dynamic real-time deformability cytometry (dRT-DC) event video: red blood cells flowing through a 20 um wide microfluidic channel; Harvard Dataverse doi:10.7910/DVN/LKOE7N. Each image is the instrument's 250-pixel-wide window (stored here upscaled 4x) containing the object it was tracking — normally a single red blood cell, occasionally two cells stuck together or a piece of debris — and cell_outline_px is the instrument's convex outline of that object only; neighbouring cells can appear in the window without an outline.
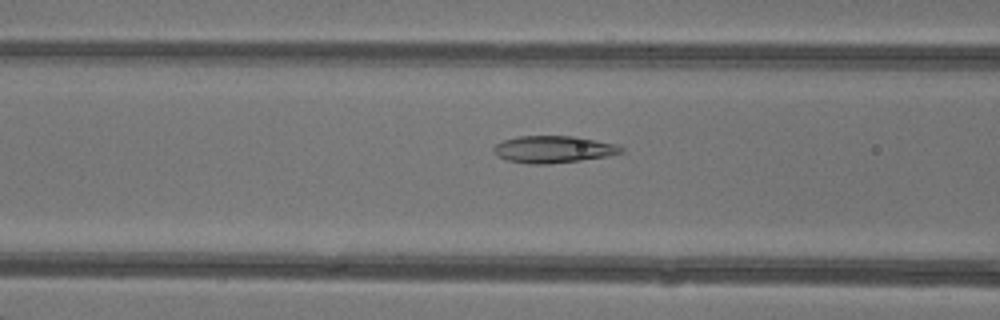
{"species": "common noctule bat (a hibernating species)", "species_latin": "Nyctalus noctula", "temperature_condition": "warm", "stored_images_in_passage": 48, "camera_frame_rate_fps": 3000, "um_per_image_px": 0.085, "animal": {"sex": "female"}, "frame": {"image": 1, "passage_image": 20, "time_ms": 6.333, "image_size_px": [1000, 320], "cell_outline_px": [[624, 152], [604, 156], [580, 160], [548, 164], [528, 164], [508, 160], [496, 156], [492, 152], [492, 148], [496, 144], [504, 140], [516, 136], [576, 136], [616, 144], [624, 148]], "centroid_in_image_um": [46.99, 12.69], "position_along_channel_um": 119.6, "area_um2": 20.11}}
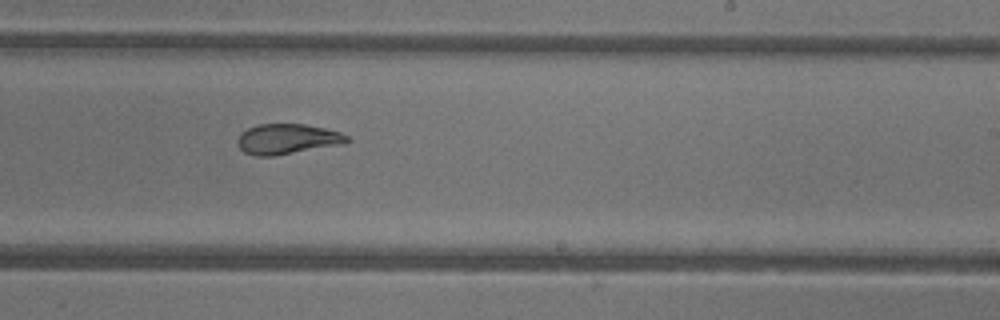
{"frame": {"image": 2, "passage_image": 30, "time_ms": 9.667, "image_size_px": [1000, 320], "cell_outline_px": [[352, 140], [344, 144], [272, 156], [256, 156], [244, 152], [240, 148], [236, 140], [248, 128], [256, 124], [304, 124], [324, 128], [340, 132], [348, 136]], "centroid_in_image_um": [24.45, 11.82], "position_along_channel_um": 264.6, "area_um2": 19.25}}
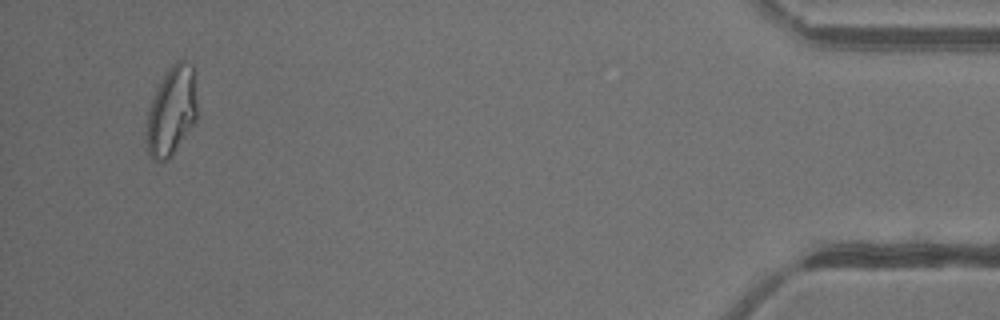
{"frame": {"image": 3, "passage_image": 46, "time_ms": 15.0, "image_size_px": [1000, 320], "cell_outline_px": [[196, 120], [172, 156], [168, 160], [152, 160], [148, 152], [148, 112], [156, 88], [168, 68], [176, 60], [184, 60], [192, 64], [196, 100]], "centroid_in_image_um": [14.6, 9.42], "position_along_channel_um": 420.6, "area_um2": 25.84}, "authors_computed_cell_mechanics": {"area_um2": 21.9929, "velocity_mm_per_s": 4.353, "shape_relaxation_time_tau1_ms": 5.8143, "shape_relaxation_time_tau2_ms": 1.8165, "deformation_change_tau1": 0.2112, "deformation_change_tau2": 0.0567}}